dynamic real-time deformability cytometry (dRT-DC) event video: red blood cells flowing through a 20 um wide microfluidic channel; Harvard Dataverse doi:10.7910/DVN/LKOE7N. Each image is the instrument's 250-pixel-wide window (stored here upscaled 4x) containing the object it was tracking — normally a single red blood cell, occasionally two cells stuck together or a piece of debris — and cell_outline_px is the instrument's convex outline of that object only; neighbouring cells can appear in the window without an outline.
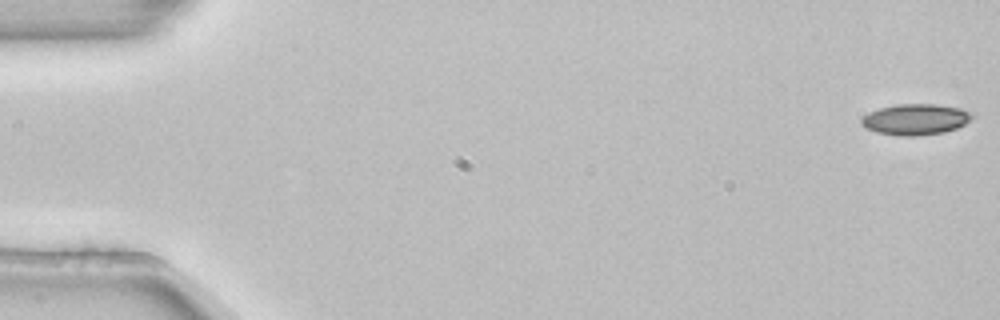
{"species": "common noctule bat (a hibernating species)", "species_latin": "Nyctalus noctula", "temperature_condition": "room temperature", "stored_images_in_passage": 5, "camera_frame_rate_fps": 3000, "um_per_image_px": 0.085, "animal": {"sex": "female", "body_mass_g": 22.7, "forearm_length_mm": 54.2}, "frame": {"image": 1, "passage_image": 1, "time_ms": 0.0, "image_size_px": [1000, 320], "cell_outline_px": [[972, 116], [964, 124], [956, 128], [944, 132], [916, 136], [900, 136], [876, 132], [864, 128], [860, 124], [860, 120], [868, 112], [880, 108], [896, 104], [936, 104], [960, 108], [972, 112]], "centroid_in_image_um": [77.77, 10.15], "position_along_channel_um": 7.2, "area_um2": 20.0}}